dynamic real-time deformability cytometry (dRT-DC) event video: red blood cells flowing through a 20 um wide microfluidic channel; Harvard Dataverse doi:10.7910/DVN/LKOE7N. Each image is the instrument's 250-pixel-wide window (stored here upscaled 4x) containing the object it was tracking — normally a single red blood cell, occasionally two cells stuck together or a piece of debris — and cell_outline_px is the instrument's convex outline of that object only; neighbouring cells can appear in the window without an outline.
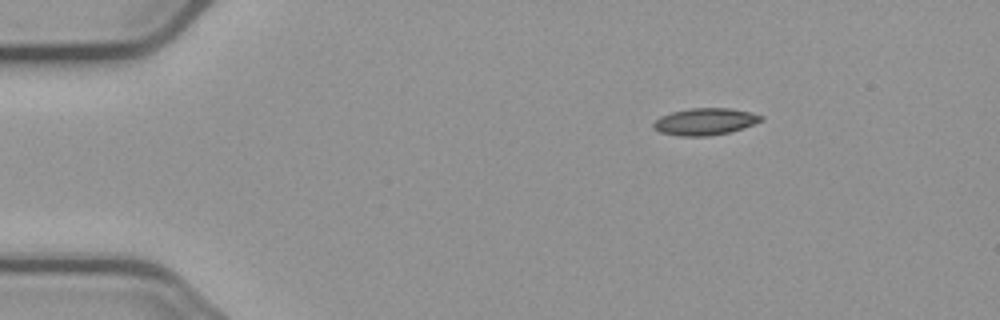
{"species": "common noctule bat (a hibernating species)", "species_latin": "Nyctalus noctula", "temperature_condition": "cold", "stored_images_in_passage": 3, "camera_frame_rate_fps": 3000, "um_per_image_px": 0.085, "animal": {"sex": "male", "body_mass_g": 23.1, "forearm_length_mm": 52.7}, "frame": {"image": 1, "passage_image": 3, "time_ms": 2.667, "image_size_px": [1000, 320], "cell_outline_px": [[764, 120], [728, 132], [708, 136], [680, 136], [660, 132], [652, 124], [660, 116], [672, 112], [688, 108], [732, 108], [752, 112], [764, 116]], "centroid_in_image_um": [59.94, 10.32], "position_along_channel_um": 25.1, "area_um2": 16.76}}